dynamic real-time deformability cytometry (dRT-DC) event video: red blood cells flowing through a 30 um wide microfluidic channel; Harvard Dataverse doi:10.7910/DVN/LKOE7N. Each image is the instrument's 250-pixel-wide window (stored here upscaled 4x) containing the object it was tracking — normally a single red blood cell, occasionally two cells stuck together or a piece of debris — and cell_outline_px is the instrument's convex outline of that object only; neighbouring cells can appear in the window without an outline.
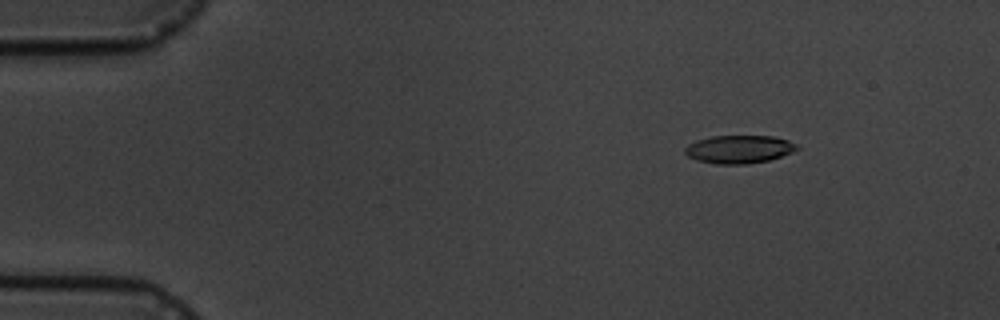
{"species": "common noctule bat (a hibernating species)", "species_latin": "Nyctalus noctula", "temperature_condition": "cold", "stored_images_in_passage": 10, "camera_frame_rate_fps": 3000, "um_per_image_px": 0.085, "animal": {"sex": "male", "body_mass_g": 19.5, "forearm_length_mm": 54.6}, "frame": {"image": 1, "passage_image": 2, "time_ms": 1.0, "image_size_px": [1000, 320], "cell_outline_px": [[800, 148], [792, 152], [768, 160], [744, 164], [716, 164], [696, 160], [688, 156], [684, 152], [684, 148], [688, 144], [696, 140], [712, 136], [772, 136], [788, 140], [796, 144]], "centroid_in_image_um": [62.79, 12.68], "position_along_channel_um": 22.2, "area_um2": 18.26}}
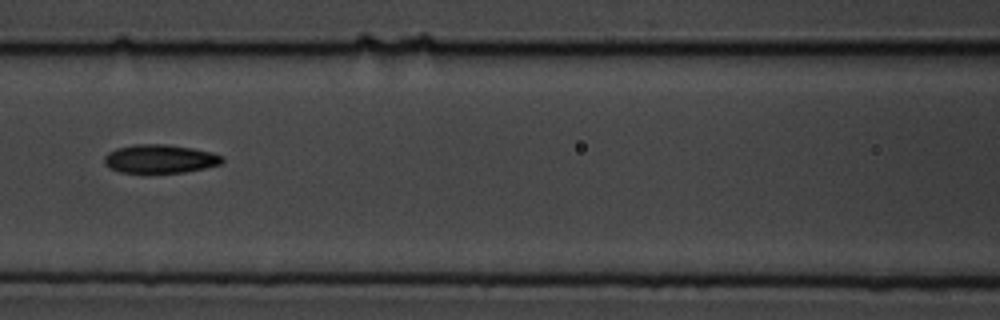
{"frame": {"image": 2, "passage_image": 7, "time_ms": 7.0, "image_size_px": [1000, 320], "cell_outline_px": [[224, 160], [220, 164], [204, 168], [184, 172], [120, 172], [108, 168], [104, 164], [104, 156], [108, 152], [116, 148], [136, 144], [164, 144], [192, 148], [212, 152], [224, 156]], "centroid_in_image_um": [13.58, 13.49], "position_along_channel_um": 153.0, "area_um2": 19.59}}
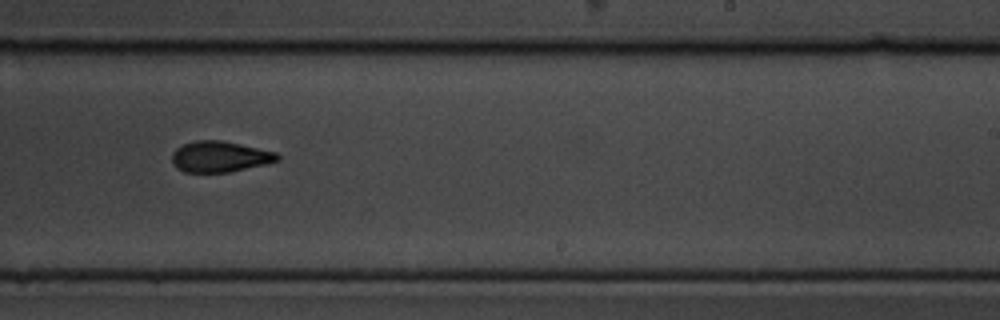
{"frame": {"image": 3, "passage_image": 10, "time_ms": 10.333, "image_size_px": [1000, 320], "cell_outline_px": [[280, 160], [264, 164], [228, 172], [184, 172], [176, 168], [172, 164], [172, 152], [176, 148], [184, 144], [196, 140], [220, 140], [276, 152], [280, 156]], "centroid_in_image_um": [18.64, 13.32], "position_along_channel_um": 270.4, "area_um2": 18.84}}